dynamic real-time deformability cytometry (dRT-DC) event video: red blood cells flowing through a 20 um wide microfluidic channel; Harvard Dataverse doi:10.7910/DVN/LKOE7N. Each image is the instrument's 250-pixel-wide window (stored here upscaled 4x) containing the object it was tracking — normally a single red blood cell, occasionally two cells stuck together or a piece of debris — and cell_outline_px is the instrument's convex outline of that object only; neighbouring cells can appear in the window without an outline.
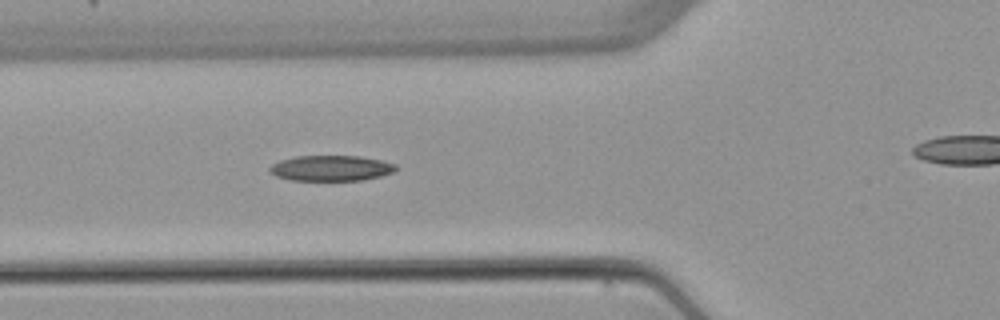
{"species": "common noctule bat (a hibernating species)", "species_latin": "Nyctalus noctula", "temperature_condition": "warm", "stored_images_in_passage": 5, "segment_of_instrument_passage": [1, 2], "camera_frame_rate_fps": 3000, "um_per_image_px": 0.085, "animal": {"sex": "female", "body_mass_g": 22.7, "forearm_length_mm": 54.2}, "frame": {"image": 1, "passage_image": 4, "time_ms": 4.667, "image_size_px": [1000, 320], "cell_outline_px": [[396, 168], [392, 172], [380, 176], [360, 180], [292, 180], [276, 176], [268, 172], [268, 168], [272, 164], [280, 160], [296, 156], [360, 156], [380, 160], [396, 164]], "centroid_in_image_um": [28.09, 14.29], "position_along_channel_um": 97.7, "area_um2": 18.67}}